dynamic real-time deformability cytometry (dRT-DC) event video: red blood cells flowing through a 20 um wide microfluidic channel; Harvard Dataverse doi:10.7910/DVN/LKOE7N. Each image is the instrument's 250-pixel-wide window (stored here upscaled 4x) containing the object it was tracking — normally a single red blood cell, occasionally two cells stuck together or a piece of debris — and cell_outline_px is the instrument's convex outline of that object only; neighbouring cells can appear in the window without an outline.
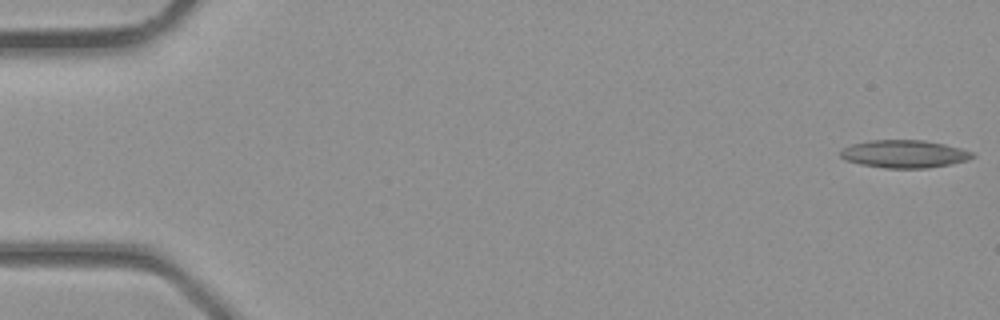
{"species": "common noctule bat (a hibernating species)", "species_latin": "Nyctalus noctula", "temperature_condition": "room temperature", "stored_images_in_passage": 3, "camera_frame_rate_fps": 3000, "um_per_image_px": 0.085, "animal": {"sex": "male", "body_mass_g": 23.1, "forearm_length_mm": 52.7}, "frame": {"image": 1, "passage_image": 1, "time_ms": 0.0, "image_size_px": [1000, 320], "cell_outline_px": [[976, 156], [968, 160], [952, 164], [928, 168], [884, 168], [860, 164], [844, 160], [840, 156], [840, 148], [852, 144], [868, 140], [924, 140], [944, 144], [960, 148], [972, 152]], "centroid_in_image_um": [76.84, 13.08], "position_along_channel_um": 8.2, "area_um2": 21.56}}